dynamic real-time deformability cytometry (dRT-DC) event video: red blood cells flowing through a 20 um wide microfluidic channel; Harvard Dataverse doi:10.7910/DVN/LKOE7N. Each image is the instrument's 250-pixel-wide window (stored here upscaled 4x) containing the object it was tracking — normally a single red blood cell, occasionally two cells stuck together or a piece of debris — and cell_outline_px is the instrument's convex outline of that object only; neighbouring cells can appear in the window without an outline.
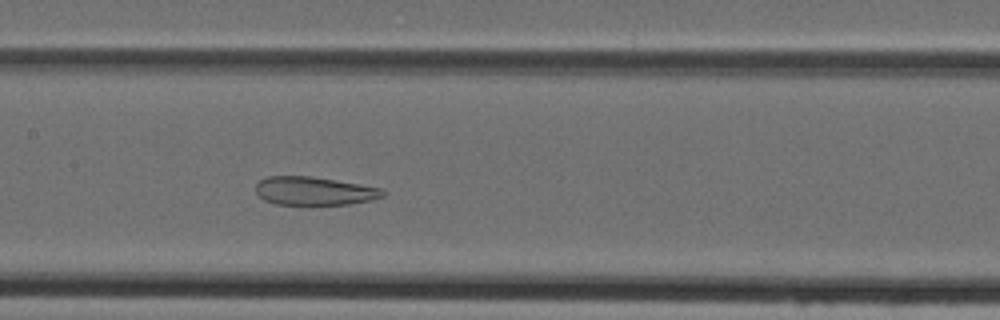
{"species": "Egyptian fruit bat (a non-hibernating species)", "species_latin": "Rousettus aegyptiacus", "temperature_condition": "cold", "stored_images_in_passage": 44, "camera_frame_rate_fps": 3000, "um_per_image_px": 0.085, "animal": {"sex": "female"}, "frame": {"image": 1, "passage_image": 20, "time_ms": 6.333, "image_size_px": [1000, 320], "cell_outline_px": [[388, 192], [384, 196], [368, 200], [348, 204], [276, 204], [264, 200], [256, 192], [256, 184], [260, 180], [268, 176], [308, 176], [360, 184], [384, 188]], "centroid_in_image_um": [26.73, 16.22], "position_along_channel_um": 180.7, "area_um2": 20.87}}
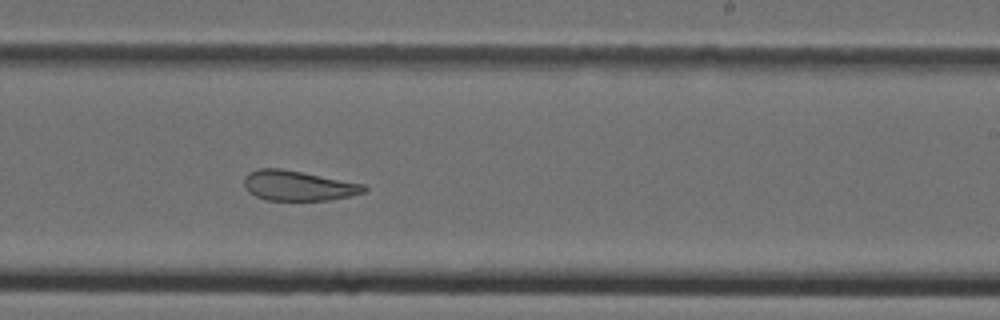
{"frame": {"image": 2, "passage_image": 26, "time_ms": 8.333, "image_size_px": [1000, 320], "cell_outline_px": [[368, 188], [364, 192], [348, 196], [328, 200], [264, 200], [248, 192], [244, 184], [244, 176], [248, 172], [256, 168], [280, 168], [364, 184]], "centroid_in_image_um": [25.29, 15.78], "position_along_channel_um": 263.7, "area_um2": 20.92}}
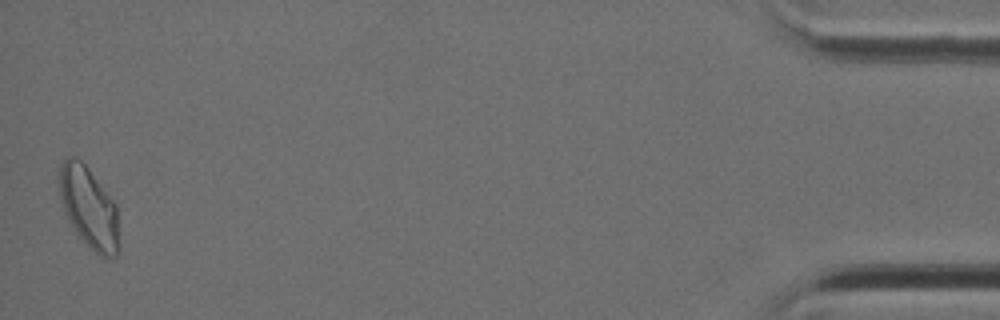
{"frame": {"image": 3, "passage_image": 44, "time_ms": 14.333, "image_size_px": [1000, 320], "cell_outline_px": [[120, 252], [116, 256], [108, 260], [104, 260], [80, 236], [72, 224], [64, 208], [60, 196], [60, 168], [64, 160], [68, 156], [72, 156], [80, 160], [88, 168], [116, 204], [120, 244]], "centroid_in_image_um": [7.62, 17.7], "position_along_channel_um": 427.6, "area_um2": 27.86}}